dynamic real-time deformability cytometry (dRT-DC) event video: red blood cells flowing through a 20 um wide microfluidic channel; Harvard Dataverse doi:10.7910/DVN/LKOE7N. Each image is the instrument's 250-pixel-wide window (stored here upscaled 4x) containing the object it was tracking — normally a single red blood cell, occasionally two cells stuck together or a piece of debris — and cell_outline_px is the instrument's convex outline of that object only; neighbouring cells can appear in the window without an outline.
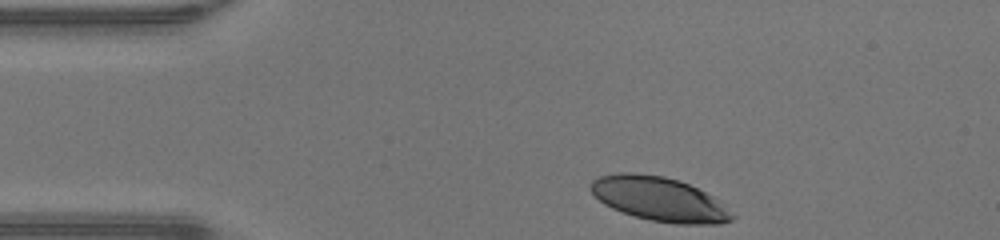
{"species": "human", "species_latin": "Homo sapiens", "temperature_condition": "warm", "stored_images_in_passage": 31, "camera_frame_rate_fps": 3000, "um_per_image_px": 0.085, "donor": {"sex": "male"}, "frame": {"image": 1, "passage_image": 1, "time_ms": 0.0, "image_size_px": [1000, 240], "cell_outline_px": [[736, 216], [732, 220], [720, 224], [676, 224], [652, 220], [636, 216], [612, 208], [604, 204], [592, 192], [592, 180], [600, 176], [620, 172], [632, 172], [664, 176], [680, 180], [720, 200]], "centroid_in_image_um": [56.09, 16.92], "position_along_channel_um": 28.9, "area_um2": 36.18}}
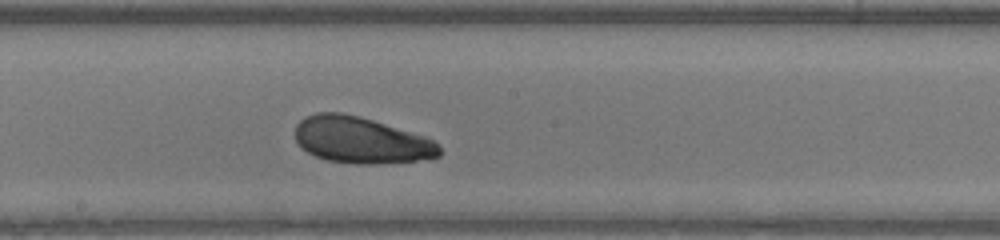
{"frame": {"image": 2, "passage_image": 18, "time_ms": 5.667, "image_size_px": [1000, 240], "cell_outline_px": [[440, 156], [416, 160], [376, 164], [356, 164], [328, 160], [316, 156], [308, 152], [296, 140], [296, 124], [304, 116], [316, 112], [340, 112], [360, 116], [424, 136], [432, 140], [440, 148]], "centroid_in_image_um": [30.65, 11.9], "position_along_channel_um": 217.5, "area_um2": 38.67}}
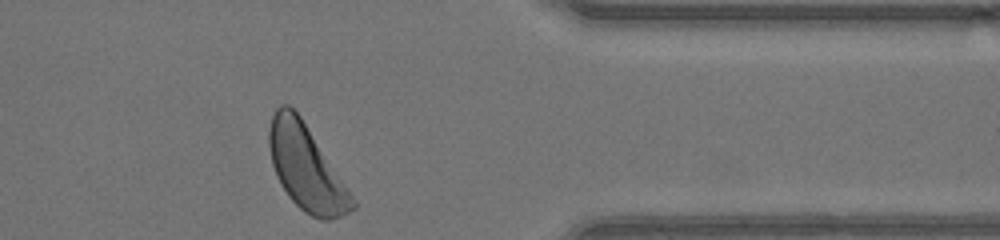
{"frame": {"image": 3, "passage_image": 31, "time_ms": 10.0, "image_size_px": [1000, 240], "cell_outline_px": [[356, 208], [332, 220], [320, 220], [304, 212], [288, 196], [280, 184], [276, 176], [272, 164], [268, 144], [268, 128], [272, 116], [276, 108], [280, 104], [288, 104], [300, 116], [352, 196], [356, 204]], "centroid_in_image_um": [25.98, 14.26], "position_along_channel_um": 385.4, "area_um2": 40.52}, "authors_computed_cell_mechanics": {"area_um2": 38.726, "velocity_mm_per_s": 4.3051, "shape_relaxation_time_tau1_ms": 4.8668, "shape_relaxation_time_tau2_ms": 4.0695, "deformation_change_tau1": 0.1572, "deformation_change_tau2": 0.1393}}